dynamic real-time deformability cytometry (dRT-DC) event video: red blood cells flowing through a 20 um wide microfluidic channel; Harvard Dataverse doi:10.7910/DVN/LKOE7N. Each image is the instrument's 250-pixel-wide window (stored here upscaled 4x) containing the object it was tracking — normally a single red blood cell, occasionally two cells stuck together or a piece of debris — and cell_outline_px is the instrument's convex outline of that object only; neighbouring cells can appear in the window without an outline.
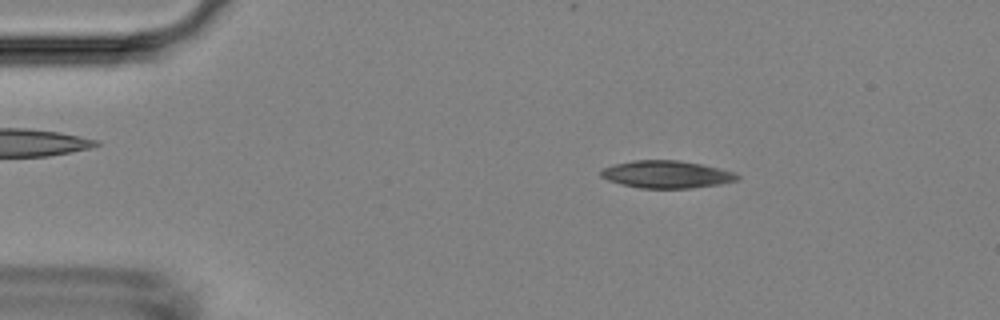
{"species": "Egyptian fruit bat (a non-hibernating species)", "species_latin": "Rousettus aegyptiacus", "temperature_condition": "room temperature", "stored_images_in_passage": 45, "camera_frame_rate_fps": 3000, "um_per_image_px": 0.085, "animal": {"sex": "female"}, "frame": {"image": 1, "passage_image": 1, "time_ms": 0.0, "image_size_px": [1000, 320], "cell_outline_px": [[740, 180], [720, 184], [692, 188], [640, 188], [620, 184], [608, 180], [600, 176], [600, 172], [604, 168], [616, 164], [632, 160], [680, 160], [720, 168], [736, 172], [740, 176]], "centroid_in_image_um": [56.7, 14.82], "position_along_channel_um": 28.3, "area_um2": 21.91}}
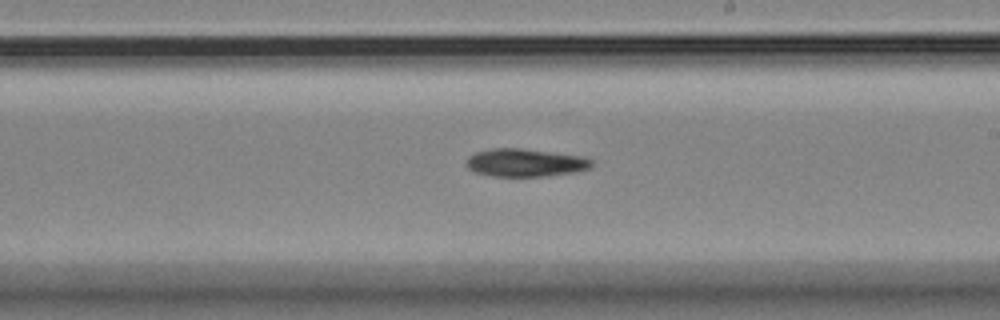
{"frame": {"image": 2, "passage_image": 23, "time_ms": 7.333, "image_size_px": [1000, 320], "cell_outline_px": [[592, 164], [588, 168], [572, 172], [548, 176], [492, 176], [476, 172], [468, 168], [464, 164], [468, 156], [476, 152], [492, 148], [520, 148], [584, 156], [592, 160]], "centroid_in_image_um": [44.61, 13.82], "position_along_channel_um": 244.4, "area_um2": 20.35}}
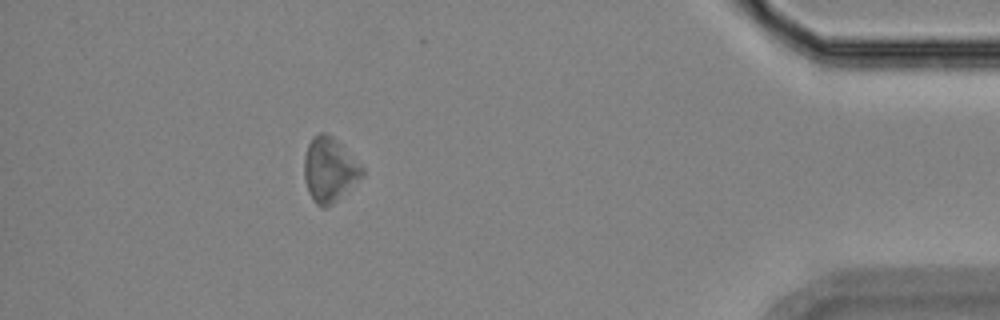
{"frame": {"image": 3, "passage_image": 40, "time_ms": 13.0, "image_size_px": [1000, 320], "cell_outline_px": [[364, 176], [328, 208], [320, 208], [312, 200], [308, 192], [304, 180], [304, 156], [308, 144], [312, 136], [320, 132], [328, 132], [364, 168]], "centroid_in_image_um": [27.98, 14.45], "position_along_channel_um": 407.2, "area_um2": 22.02}, "authors_computed_cell_mechanics": {"area_um2": 20.9236, "velocity_mm_per_s": 3.7025, "shape_relaxation_time_tau1_ms": 2.3171, "shape_relaxation_time_tau2_ms": null, "deformation_change_tau1": 0.0826, "deformation_change_tau2": null}}